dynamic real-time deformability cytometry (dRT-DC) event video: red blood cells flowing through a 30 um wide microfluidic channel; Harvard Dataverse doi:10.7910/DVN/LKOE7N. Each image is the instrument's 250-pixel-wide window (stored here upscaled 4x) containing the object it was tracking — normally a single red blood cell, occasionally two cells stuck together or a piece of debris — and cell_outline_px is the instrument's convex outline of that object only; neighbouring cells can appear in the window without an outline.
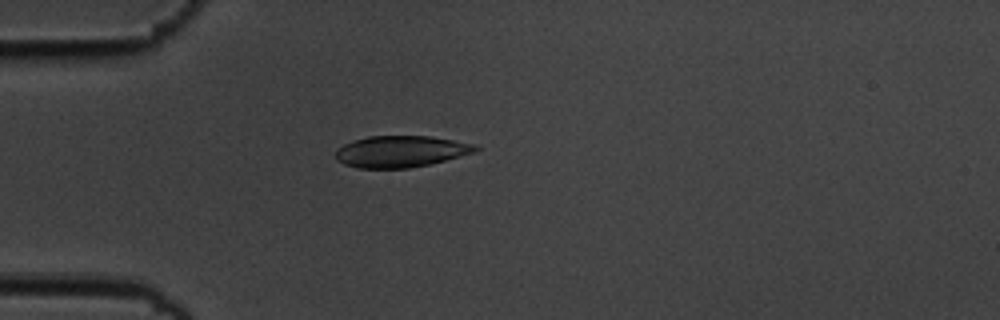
{"species": "common noctule bat (a hibernating species)", "species_latin": "Nyctalus noctula", "temperature_condition": "cold", "stored_images_in_passage": 5, "camera_frame_rate_fps": 3000, "um_per_image_px": 0.085, "animal": {"sex": "male", "body_mass_g": 19.5, "forearm_length_mm": 54.6}, "frame": {"image": 1, "passage_image": 4, "time_ms": 1.0, "image_size_px": [1000, 320], "cell_outline_px": [[480, 148], [476, 152], [428, 164], [408, 168], [356, 168], [344, 164], [336, 160], [336, 148], [344, 144], [368, 136], [428, 136], [452, 140], [472, 144]], "centroid_in_image_um": [34.02, 12.88], "position_along_channel_um": 51.0, "area_um2": 25.43}}